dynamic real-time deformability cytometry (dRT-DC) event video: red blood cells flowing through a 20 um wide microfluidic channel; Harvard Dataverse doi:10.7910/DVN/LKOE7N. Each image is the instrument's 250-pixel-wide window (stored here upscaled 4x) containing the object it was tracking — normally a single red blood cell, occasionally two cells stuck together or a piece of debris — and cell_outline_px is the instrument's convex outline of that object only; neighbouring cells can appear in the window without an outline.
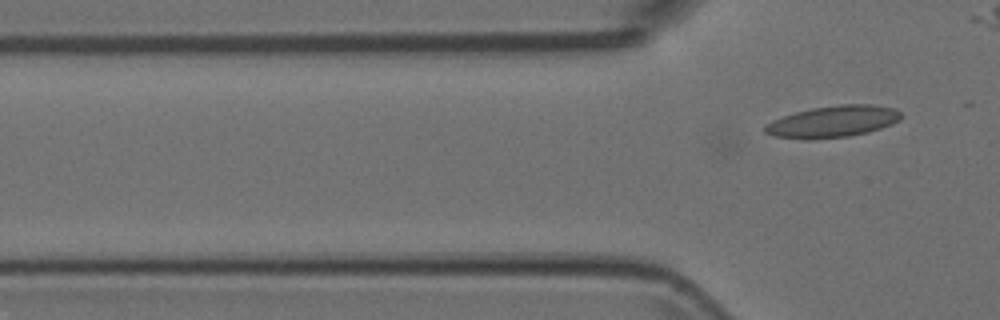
{"species": "Egyptian fruit bat (a non-hibernating species)", "species_latin": "Rousettus aegyptiacus", "temperature_condition": "room temperature", "stored_images_in_passage": 6, "camera_frame_rate_fps": 3000, "um_per_image_px": 0.085, "animal": {"sex": "female"}, "frame": {"image": 1, "passage_image": 6, "time_ms": 1.667, "image_size_px": [1000, 320], "cell_outline_px": [[900, 120], [892, 124], [868, 132], [848, 136], [808, 140], [804, 140], [772, 136], [764, 132], [764, 128], [772, 120], [796, 112], [812, 108], [840, 104], [872, 104], [892, 108], [900, 112]], "centroid_in_image_um": [70.77, 10.34], "position_along_channel_um": 55.0, "area_um2": 25.03}}